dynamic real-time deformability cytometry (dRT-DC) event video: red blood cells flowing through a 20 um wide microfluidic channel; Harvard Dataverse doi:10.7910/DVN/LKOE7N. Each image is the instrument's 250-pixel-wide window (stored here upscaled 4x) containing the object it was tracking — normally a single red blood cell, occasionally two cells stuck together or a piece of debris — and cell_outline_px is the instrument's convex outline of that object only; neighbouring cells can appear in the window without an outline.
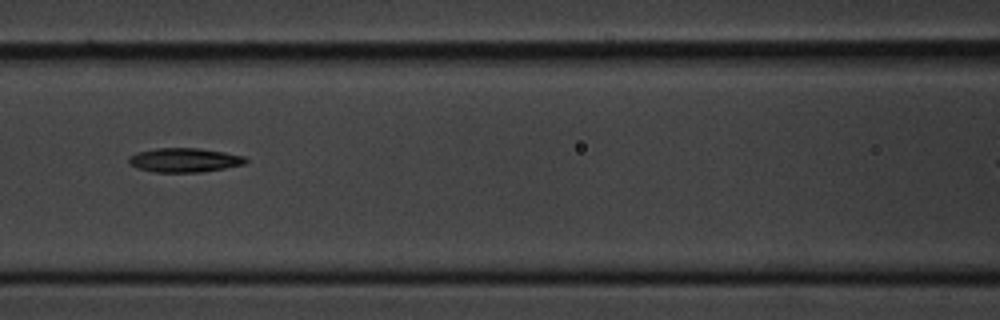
{"species": "common noctule bat (a hibernating species)", "species_latin": "Nyctalus noctula", "temperature_condition": "cold", "stored_images_in_passage": 13, "camera_frame_rate_fps": 3000, "um_per_image_px": 0.085, "animal": {"sex": "male", "body_mass_g": 20.1, "forearm_length_mm": 53.5}, "frame": {"image": 1, "passage_image": 6, "time_ms": 6.667, "image_size_px": [1000, 320], "cell_outline_px": [[248, 160], [244, 164], [224, 168], [200, 172], [152, 172], [136, 168], [128, 164], [128, 156], [136, 152], [156, 148], [196, 148], [224, 152], [244, 156]], "centroid_in_image_um": [15.61, 13.61], "position_along_channel_um": 151.0, "area_um2": 16.53}}
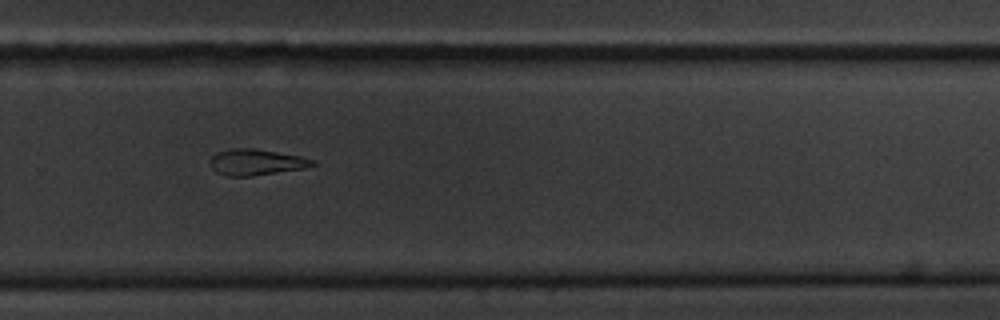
{"frame": {"image": 2, "passage_image": 10, "time_ms": 11.0, "image_size_px": [1000, 320], "cell_outline_px": [[316, 164], [304, 168], [252, 176], [228, 176], [216, 172], [212, 168], [212, 156], [220, 152], [232, 148], [252, 148], [300, 156], [316, 160]], "centroid_in_image_um": [21.81, 13.79], "position_along_channel_um": 308.0, "area_um2": 15.26}}
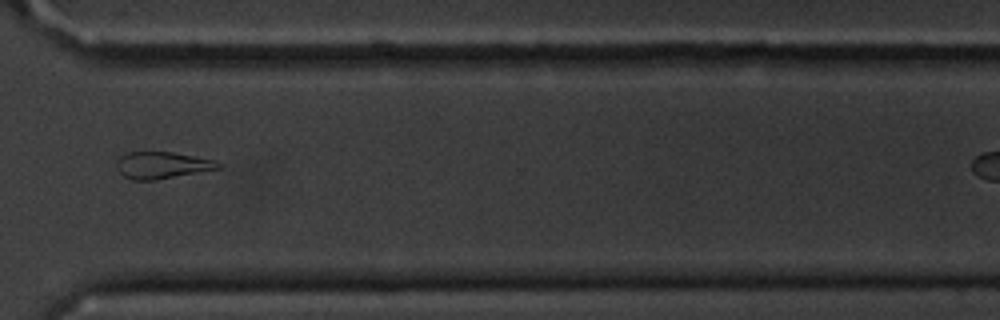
{"frame": {"image": 3, "passage_image": 11, "time_ms": 12.333, "image_size_px": [1000, 320], "cell_outline_px": [[224, 168], [156, 180], [132, 180], [124, 176], [120, 172], [116, 164], [116, 160], [120, 156], [128, 152], [172, 152], [212, 160], [224, 164]], "centroid_in_image_um": [13.8, 14.05], "position_along_channel_um": 356.8, "area_um2": 15.95}}